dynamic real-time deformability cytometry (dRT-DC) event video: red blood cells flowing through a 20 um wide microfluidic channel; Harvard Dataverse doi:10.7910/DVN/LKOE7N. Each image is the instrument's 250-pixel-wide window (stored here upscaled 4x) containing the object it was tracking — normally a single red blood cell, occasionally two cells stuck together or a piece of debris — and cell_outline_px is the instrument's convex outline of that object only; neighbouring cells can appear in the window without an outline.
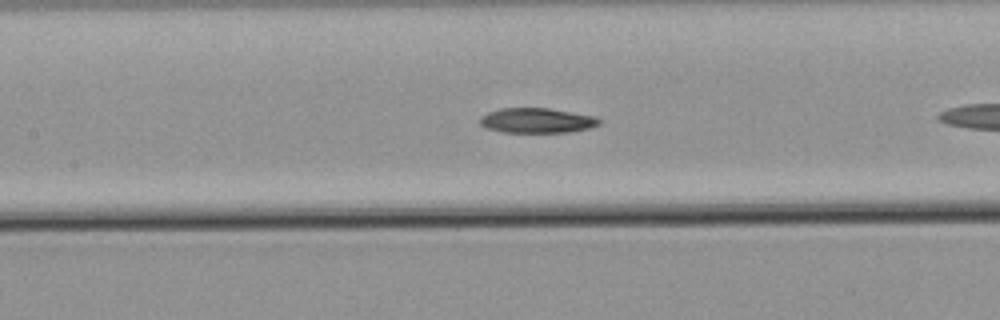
{"species": "common noctule bat (a hibernating species)", "species_latin": "Nyctalus noctula", "temperature_condition": "warm", "stored_images_in_passage": 30, "camera_frame_rate_fps": 3000, "um_per_image_px": 0.085, "animal": {"sex": "male", "body_mass_g": 21.5, "forearm_length_mm": 52.0}, "frame": {"image": 1, "passage_image": 11, "time_ms": 3.333, "image_size_px": [1000, 320], "cell_outline_px": [[600, 124], [588, 128], [568, 132], [504, 132], [488, 128], [480, 124], [480, 116], [488, 112], [500, 108], [548, 108], [596, 116], [600, 120]], "centroid_in_image_um": [45.63, 10.23], "position_along_channel_um": 161.8, "area_um2": 17.22}}
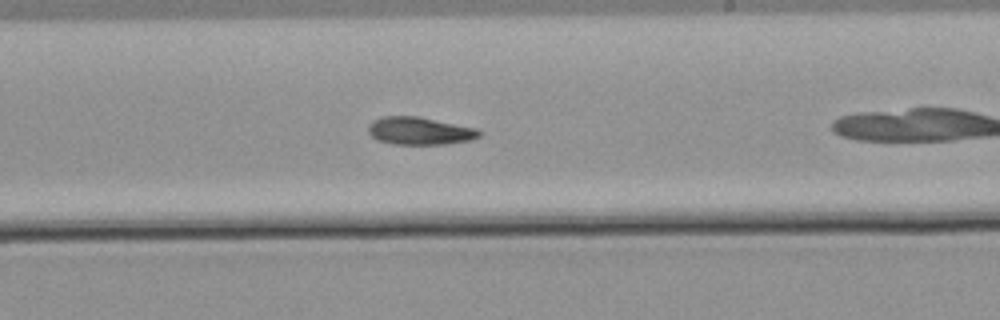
{"frame": {"image": 2, "passage_image": 19, "time_ms": 6.0, "image_size_px": [1000, 320], "cell_outline_px": [[484, 132], [480, 136], [472, 140], [444, 144], [392, 144], [376, 140], [368, 132], [368, 124], [372, 120], [380, 116], [416, 116], [476, 128]], "centroid_in_image_um": [35.65, 11.13], "position_along_channel_um": 253.4, "area_um2": 18.03}}
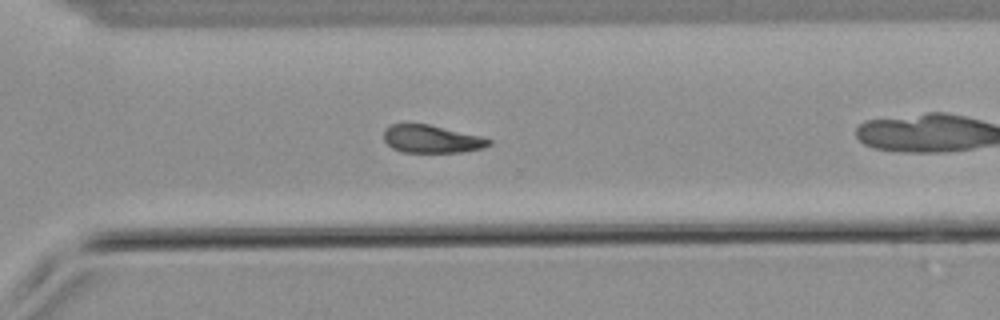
{"frame": {"image": 3, "passage_image": 26, "time_ms": 8.333, "image_size_px": [1000, 320], "cell_outline_px": [[492, 144], [484, 148], [464, 152], [404, 152], [392, 148], [384, 140], [384, 128], [388, 124], [428, 124], [480, 136], [492, 140]], "centroid_in_image_um": [36.69, 11.82], "position_along_channel_um": 333.9, "area_um2": 17.05}}